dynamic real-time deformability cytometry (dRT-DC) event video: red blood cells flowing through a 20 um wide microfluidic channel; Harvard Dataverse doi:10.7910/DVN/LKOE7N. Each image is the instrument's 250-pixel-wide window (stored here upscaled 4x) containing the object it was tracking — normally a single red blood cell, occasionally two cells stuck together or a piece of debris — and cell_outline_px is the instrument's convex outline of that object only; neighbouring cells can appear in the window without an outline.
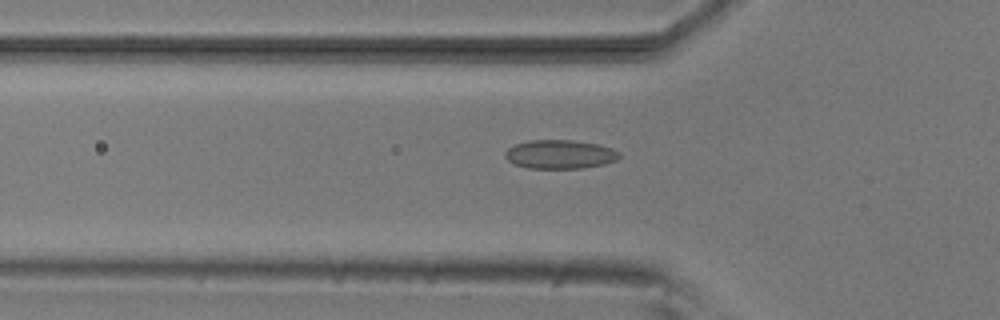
{"species": "common noctule bat (a hibernating species)", "species_latin": "Nyctalus noctula", "temperature_condition": "room temperature", "stored_images_in_passage": 49, "camera_frame_rate_fps": 3000, "um_per_image_px": 0.085, "animal": {"sex": "male", "body_mass_g": 20.5, "forearm_length_mm": 52.5}, "frame": {"image": 1, "passage_image": 17, "time_ms": 5.333, "image_size_px": [1000, 320], "cell_outline_px": [[620, 156], [616, 160], [604, 164], [584, 168], [528, 168], [516, 164], [508, 160], [504, 156], [504, 152], [508, 148], [516, 144], [528, 140], [572, 140], [596, 144], [612, 148], [620, 152]], "centroid_in_image_um": [47.59, 13.11], "position_along_channel_um": 78.2, "area_um2": 19.13}}
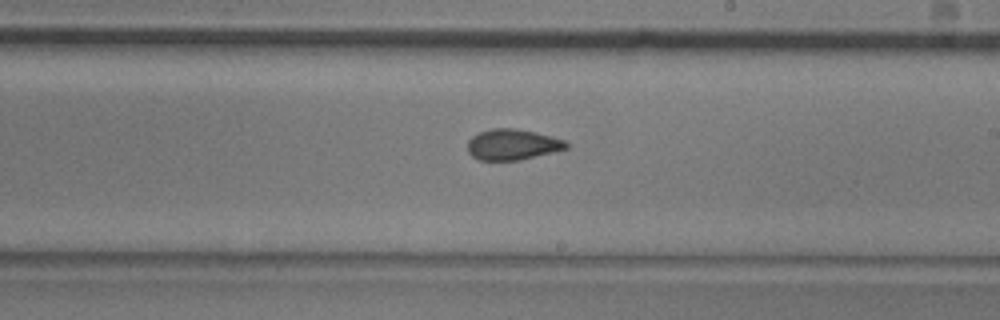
{"frame": {"image": 2, "passage_image": 30, "time_ms": 9.667, "image_size_px": [1000, 320], "cell_outline_px": [[568, 148], [520, 160], [476, 160], [468, 152], [468, 140], [472, 136], [480, 132], [492, 128], [516, 128], [564, 140], [568, 144]], "centroid_in_image_um": [43.51, 12.29], "position_along_channel_um": 245.5, "area_um2": 17.51}}
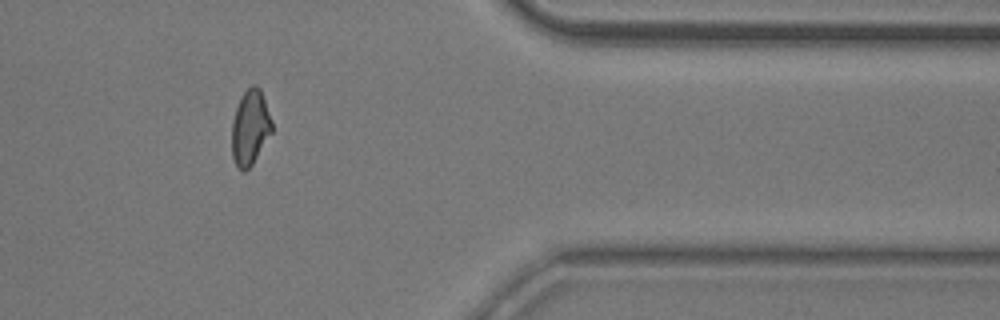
{"frame": {"image": 3, "passage_image": 43, "time_ms": 14.0, "image_size_px": [1000, 320], "cell_outline_px": [[272, 132], [252, 164], [244, 172], [236, 168], [232, 156], [232, 120], [236, 108], [244, 92], [252, 84], [256, 84], [260, 88], [272, 120]], "centroid_in_image_um": [21.26, 10.85], "position_along_channel_um": 390.1, "area_um2": 17.51}, "authors_computed_cell_mechanics": {"area_um2": 17.9758, "velocity_mm_per_s": 3.84, "shape_relaxation_time_tau1_ms": 7.4368, "shape_relaxation_time_tau2_ms": 1.4713, "deformation_change_tau1": 0.1355, "deformation_change_tau2": 0.0624}}